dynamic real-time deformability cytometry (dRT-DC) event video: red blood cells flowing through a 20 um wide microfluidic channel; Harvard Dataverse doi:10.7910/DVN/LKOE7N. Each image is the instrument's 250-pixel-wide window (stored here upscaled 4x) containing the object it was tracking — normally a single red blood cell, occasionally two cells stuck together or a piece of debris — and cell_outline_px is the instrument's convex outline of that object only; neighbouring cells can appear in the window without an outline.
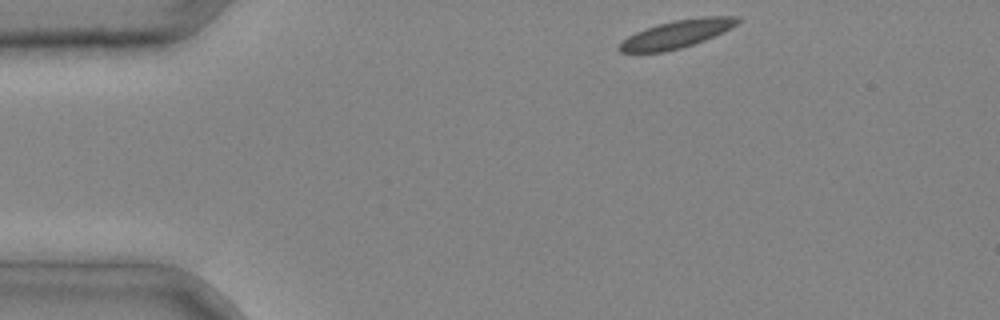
{"species": "common noctule bat (a hibernating species)", "species_latin": "Nyctalus noctula", "temperature_condition": "cold", "stored_images_in_passage": 2, "camera_frame_rate_fps": 3000, "um_per_image_px": 0.085, "animal": {"sex": "male", "body_mass_g": 20.4}, "frame": {"image": 1, "passage_image": 1, "time_ms": 0.0, "image_size_px": [1000, 320], "cell_outline_px": [[740, 20], [732, 28], [724, 32], [704, 40], [680, 48], [664, 52], [620, 52], [616, 48], [628, 36], [644, 28], [676, 20], [700, 16], [740, 16]], "centroid_in_image_um": [57.55, 2.88], "position_along_channel_um": 27.5, "area_um2": 19.07}}